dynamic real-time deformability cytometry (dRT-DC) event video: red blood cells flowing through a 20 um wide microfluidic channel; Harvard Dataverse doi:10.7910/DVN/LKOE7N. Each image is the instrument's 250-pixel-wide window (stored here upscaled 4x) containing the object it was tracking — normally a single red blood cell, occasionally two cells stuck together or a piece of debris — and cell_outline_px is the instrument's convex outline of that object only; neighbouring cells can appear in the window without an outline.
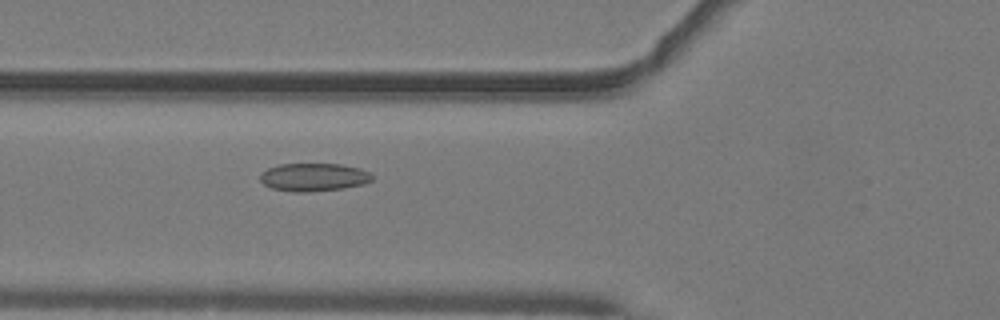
{"species": "common noctule bat (a hibernating species)", "species_latin": "Nyctalus noctula", "temperature_condition": "warm", "stored_images_in_passage": 42, "camera_frame_rate_fps": 3000, "um_per_image_px": 0.085, "animal": {"sex": "male", "body_mass_g": 19.2, "forearm_length_mm": 51.8}, "frame": {"image": 1, "passage_image": 10, "time_ms": 3.0, "image_size_px": [1000, 320], "cell_outline_px": [[372, 180], [364, 184], [344, 188], [308, 192], [292, 192], [272, 188], [264, 184], [260, 180], [260, 172], [268, 168], [280, 164], [340, 164], [360, 168], [368, 172], [372, 176]], "centroid_in_image_um": [26.64, 15.06], "position_along_channel_um": 99.2, "area_um2": 18.32}}
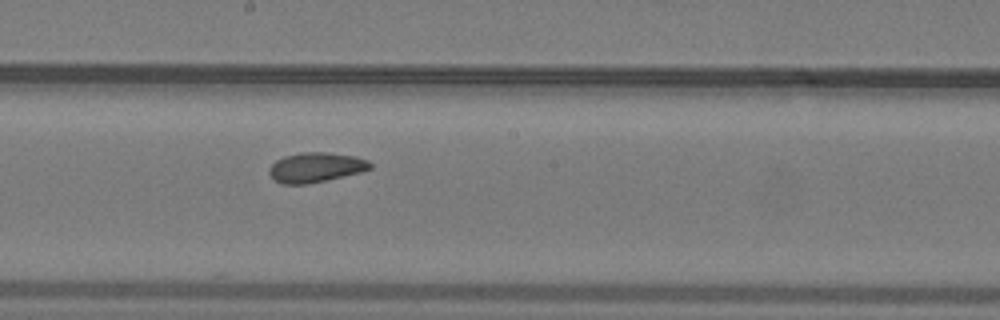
{"frame": {"image": 2, "passage_image": 19, "time_ms": 6.0, "image_size_px": [1000, 320], "cell_outline_px": [[372, 168], [360, 172], [308, 184], [280, 184], [272, 180], [268, 172], [268, 168], [276, 160], [284, 156], [300, 152], [328, 152], [356, 156], [368, 160], [372, 164]], "centroid_in_image_um": [26.8, 14.22], "position_along_channel_um": 221.4, "area_um2": 17.74}}
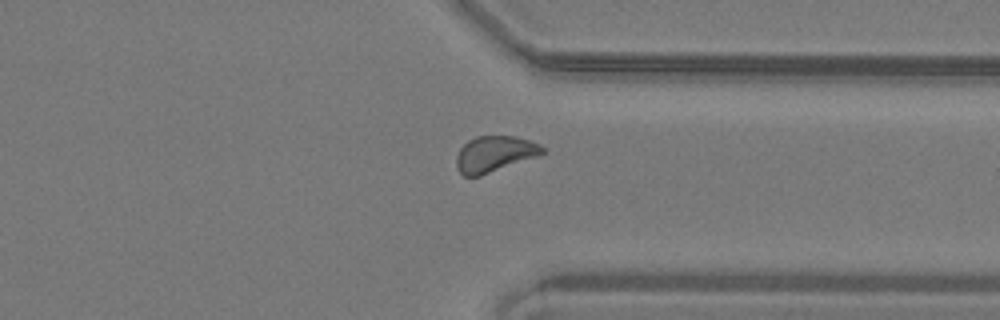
{"frame": {"image": 3, "passage_image": 30, "time_ms": 9.667, "image_size_px": [1000, 320], "cell_outline_px": [[544, 152], [540, 156], [480, 176], [464, 176], [456, 168], [456, 156], [460, 148], [468, 140], [476, 136], [516, 136], [540, 144], [544, 148]], "centroid_in_image_um": [42.04, 13.09], "position_along_channel_um": 369.4, "area_um2": 18.21}, "authors_computed_cell_mechanics": {"area_um2": 17.8602, "velocity_mm_per_s": 4.0654, "shape_relaxation_time_tau1_ms": 9.2725, "shape_relaxation_time_tau2_ms": 2.4734, "deformation_change_tau1": 0.1208, "deformation_change_tau2": 0.0723}}